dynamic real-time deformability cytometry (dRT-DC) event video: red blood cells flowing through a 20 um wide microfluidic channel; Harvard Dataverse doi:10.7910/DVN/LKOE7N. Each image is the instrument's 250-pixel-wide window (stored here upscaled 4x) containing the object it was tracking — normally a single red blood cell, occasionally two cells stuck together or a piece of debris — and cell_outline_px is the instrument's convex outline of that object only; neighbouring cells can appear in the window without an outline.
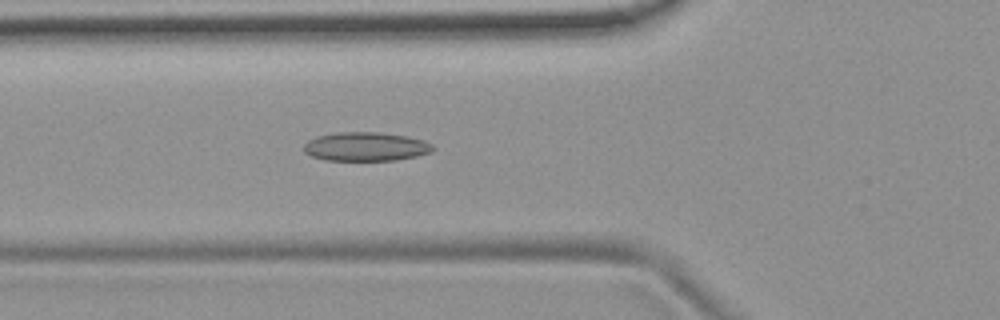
{"species": "common noctule bat (a hibernating species)", "species_latin": "Nyctalus noctula", "temperature_condition": "room temperature", "stored_images_in_passage": 38, "camera_frame_rate_fps": 3000, "um_per_image_px": 0.085, "animal": {"sex": "female", "body_mass_g": 19.9}, "frame": {"image": 1, "passage_image": 3, "time_ms": 0.667, "image_size_px": [1000, 320], "cell_outline_px": [[436, 148], [432, 152], [416, 156], [396, 160], [324, 160], [312, 156], [304, 152], [304, 144], [308, 140], [316, 136], [336, 132], [380, 132], [408, 136], [424, 140], [432, 144]], "centroid_in_image_um": [31.11, 12.45], "position_along_channel_um": 94.7, "area_um2": 21.91}}
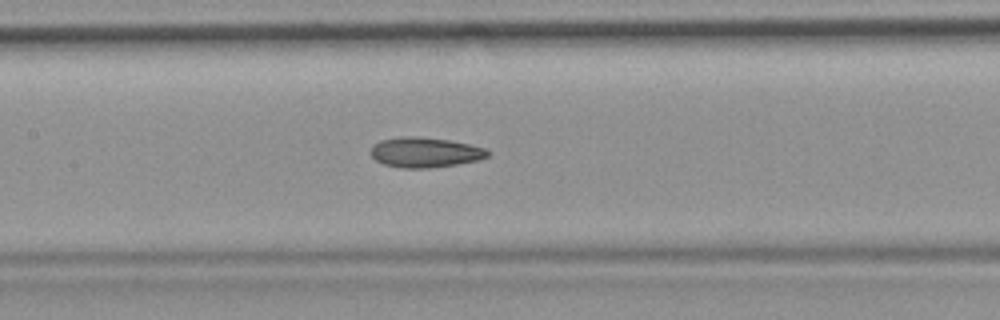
{"frame": {"image": 2, "passage_image": 9, "time_ms": 2.667, "image_size_px": [1000, 320], "cell_outline_px": [[492, 152], [488, 156], [480, 160], [456, 164], [428, 168], [400, 168], [384, 164], [376, 160], [368, 152], [372, 144], [380, 140], [404, 136], [416, 136], [448, 140], [488, 148]], "centroid_in_image_um": [36.12, 12.95], "position_along_channel_um": 171.3, "area_um2": 20.75}}
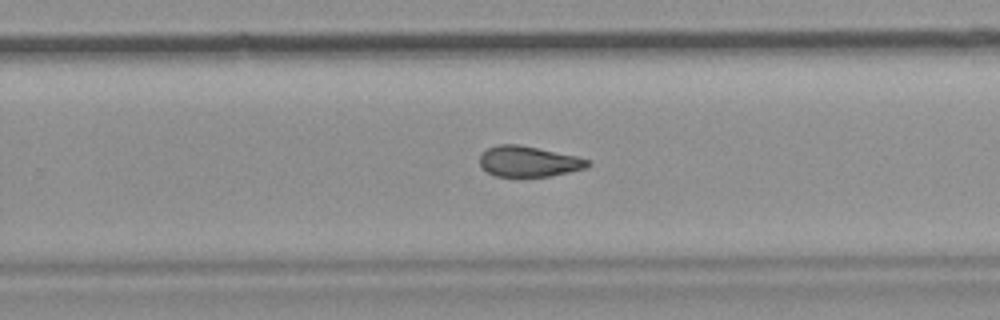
{"frame": {"image": 3, "passage_image": 18, "time_ms": 5.667, "image_size_px": [1000, 320], "cell_outline_px": [[592, 164], [588, 168], [552, 176], [496, 176], [480, 168], [480, 156], [488, 148], [496, 144], [520, 144], [576, 156], [592, 160]], "centroid_in_image_um": [44.97, 13.72], "position_along_channel_um": 284.8, "area_um2": 19.48}, "authors_computed_cell_mechanics": {"area_um2": 20.1433, "velocity_mm_per_s": 3.8082, "shape_relaxation_time_tau1_ms": null, "shape_relaxation_time_tau2_ms": 2.8162, "deformation_change_tau1": null, "deformation_change_tau2": 0.0971}}